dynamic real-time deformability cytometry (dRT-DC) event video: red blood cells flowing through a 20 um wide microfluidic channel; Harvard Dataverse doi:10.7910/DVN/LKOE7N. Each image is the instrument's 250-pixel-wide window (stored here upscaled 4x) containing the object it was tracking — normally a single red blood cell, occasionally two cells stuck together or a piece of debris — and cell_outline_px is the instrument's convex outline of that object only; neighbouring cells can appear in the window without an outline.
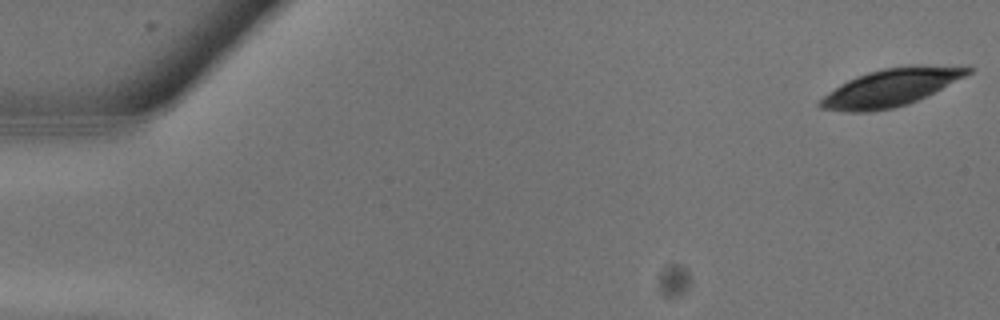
{"species": "common noctule bat (a hibernating species)", "species_latin": "Nyctalus noctula", "temperature_condition": "warm", "stored_images_in_passage": 12, "camera_frame_rate_fps": 3000, "um_per_image_px": 0.085, "animal": {"sex": "male", "body_mass_g": 13.3}, "frame": {"image": 1, "passage_image": 1, "time_ms": 0.0, "image_size_px": [1000, 320], "cell_outline_px": [[976, 68], [972, 72], [908, 104], [892, 108], [872, 112], [844, 112], [820, 108], [816, 104], [828, 92], [840, 84], [856, 76], [868, 72], [884, 68]], "centroid_in_image_um": [75.51, 7.52], "position_along_channel_um": 9.5, "area_um2": 30.58}}
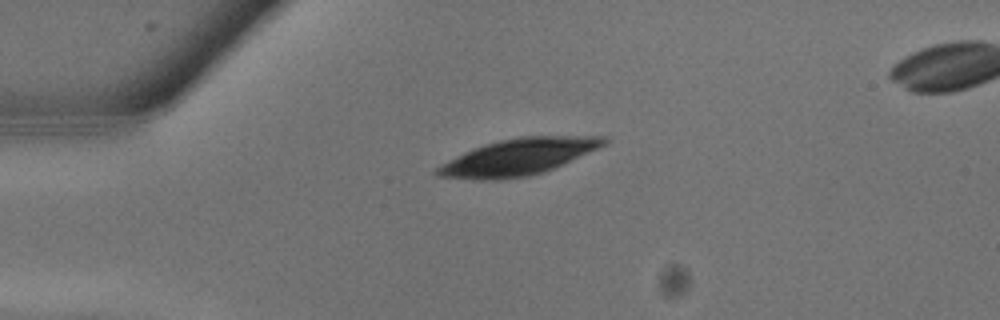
{"frame": {"image": 2, "passage_image": 7, "time_ms": 2.0, "image_size_px": [1000, 320], "cell_outline_px": [[608, 144], [552, 168], [528, 176], [496, 180], [472, 180], [436, 176], [432, 172], [440, 164], [464, 152], [484, 144], [500, 140], [520, 136], [608, 136]], "centroid_in_image_um": [44.01, 13.34], "position_along_channel_um": 41.0, "area_um2": 35.32}}